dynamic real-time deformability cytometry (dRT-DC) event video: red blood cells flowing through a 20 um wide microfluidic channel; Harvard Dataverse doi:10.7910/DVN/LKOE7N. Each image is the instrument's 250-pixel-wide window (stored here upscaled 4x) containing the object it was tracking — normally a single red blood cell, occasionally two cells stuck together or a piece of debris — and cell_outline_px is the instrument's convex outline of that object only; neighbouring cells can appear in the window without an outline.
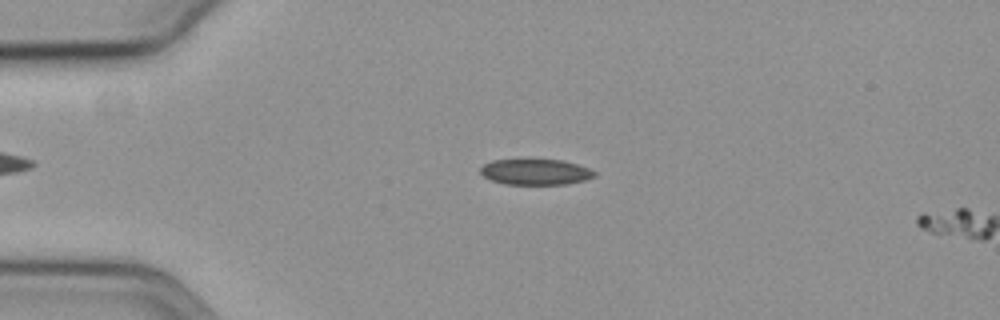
{"species": "common noctule bat (a hibernating species)", "species_latin": "Nyctalus noctula", "temperature_condition": "cold", "stored_images_in_passage": 16, "camera_frame_rate_fps": 3000, "um_per_image_px": 0.085, "animal": {"sex": "female", "body_mass_g": 19.3, "forearm_length_mm": 54.1}, "frame": {"image": 1, "passage_image": 14, "time_ms": 4.333, "image_size_px": [1000, 320], "cell_outline_px": [[596, 176], [584, 180], [568, 184], [504, 184], [492, 180], [484, 176], [480, 172], [480, 168], [484, 164], [492, 160], [532, 156], [564, 160], [588, 168], [596, 172]], "centroid_in_image_um": [45.5, 14.55], "position_along_channel_um": 39.5, "area_um2": 18.03}}